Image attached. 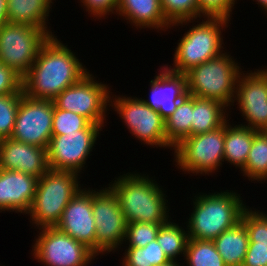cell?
<instances>
[{
  "label": "cell",
  "mask_w": 267,
  "mask_h": 266,
  "mask_svg": "<svg viewBox=\"0 0 267 266\" xmlns=\"http://www.w3.org/2000/svg\"><path fill=\"white\" fill-rule=\"evenodd\" d=\"M112 93L110 106L119 114L132 136L144 145L174 150V147L166 140L165 120L157 110L150 108L141 98L126 95L114 96Z\"/></svg>",
  "instance_id": "9"
},
{
  "label": "cell",
  "mask_w": 267,
  "mask_h": 266,
  "mask_svg": "<svg viewBox=\"0 0 267 266\" xmlns=\"http://www.w3.org/2000/svg\"><path fill=\"white\" fill-rule=\"evenodd\" d=\"M159 73L150 80L148 99L141 100L153 110H157L166 120L177 108L181 99L187 95L186 74H178L161 66Z\"/></svg>",
  "instance_id": "17"
},
{
  "label": "cell",
  "mask_w": 267,
  "mask_h": 266,
  "mask_svg": "<svg viewBox=\"0 0 267 266\" xmlns=\"http://www.w3.org/2000/svg\"><path fill=\"white\" fill-rule=\"evenodd\" d=\"M100 255V253H94L86 262H85V264L83 265V266H89L88 264H92V262H93V260H95V258L97 257V256H99ZM92 261V262H91Z\"/></svg>",
  "instance_id": "41"
},
{
  "label": "cell",
  "mask_w": 267,
  "mask_h": 266,
  "mask_svg": "<svg viewBox=\"0 0 267 266\" xmlns=\"http://www.w3.org/2000/svg\"><path fill=\"white\" fill-rule=\"evenodd\" d=\"M160 266H184L183 264L181 265L180 262L178 261H169L168 263Z\"/></svg>",
  "instance_id": "42"
},
{
  "label": "cell",
  "mask_w": 267,
  "mask_h": 266,
  "mask_svg": "<svg viewBox=\"0 0 267 266\" xmlns=\"http://www.w3.org/2000/svg\"><path fill=\"white\" fill-rule=\"evenodd\" d=\"M22 89V78L0 62V95L16 94Z\"/></svg>",
  "instance_id": "37"
},
{
  "label": "cell",
  "mask_w": 267,
  "mask_h": 266,
  "mask_svg": "<svg viewBox=\"0 0 267 266\" xmlns=\"http://www.w3.org/2000/svg\"><path fill=\"white\" fill-rule=\"evenodd\" d=\"M0 168L15 170L40 178L48 171L47 149L11 138L0 140Z\"/></svg>",
  "instance_id": "18"
},
{
  "label": "cell",
  "mask_w": 267,
  "mask_h": 266,
  "mask_svg": "<svg viewBox=\"0 0 267 266\" xmlns=\"http://www.w3.org/2000/svg\"><path fill=\"white\" fill-rule=\"evenodd\" d=\"M54 103L33 99L22 93L11 139L48 148L52 137Z\"/></svg>",
  "instance_id": "13"
},
{
  "label": "cell",
  "mask_w": 267,
  "mask_h": 266,
  "mask_svg": "<svg viewBox=\"0 0 267 266\" xmlns=\"http://www.w3.org/2000/svg\"><path fill=\"white\" fill-rule=\"evenodd\" d=\"M227 112L230 113L219 101L193 96L191 136L221 127L231 115Z\"/></svg>",
  "instance_id": "23"
},
{
  "label": "cell",
  "mask_w": 267,
  "mask_h": 266,
  "mask_svg": "<svg viewBox=\"0 0 267 266\" xmlns=\"http://www.w3.org/2000/svg\"><path fill=\"white\" fill-rule=\"evenodd\" d=\"M50 36L42 45L28 73L22 78L23 93L33 99L54 100L90 71L71 48Z\"/></svg>",
  "instance_id": "1"
},
{
  "label": "cell",
  "mask_w": 267,
  "mask_h": 266,
  "mask_svg": "<svg viewBox=\"0 0 267 266\" xmlns=\"http://www.w3.org/2000/svg\"><path fill=\"white\" fill-rule=\"evenodd\" d=\"M7 22V0H0V28Z\"/></svg>",
  "instance_id": "39"
},
{
  "label": "cell",
  "mask_w": 267,
  "mask_h": 266,
  "mask_svg": "<svg viewBox=\"0 0 267 266\" xmlns=\"http://www.w3.org/2000/svg\"><path fill=\"white\" fill-rule=\"evenodd\" d=\"M241 221L246 226L249 243L267 245V213L248 206L243 211Z\"/></svg>",
  "instance_id": "33"
},
{
  "label": "cell",
  "mask_w": 267,
  "mask_h": 266,
  "mask_svg": "<svg viewBox=\"0 0 267 266\" xmlns=\"http://www.w3.org/2000/svg\"><path fill=\"white\" fill-rule=\"evenodd\" d=\"M192 109L193 96L187 94L179 101L174 113L165 120L166 140L173 147L191 136Z\"/></svg>",
  "instance_id": "25"
},
{
  "label": "cell",
  "mask_w": 267,
  "mask_h": 266,
  "mask_svg": "<svg viewBox=\"0 0 267 266\" xmlns=\"http://www.w3.org/2000/svg\"><path fill=\"white\" fill-rule=\"evenodd\" d=\"M115 179L108 184V188L116 196L127 223L165 224L171 218L167 191L153 177L133 171Z\"/></svg>",
  "instance_id": "2"
},
{
  "label": "cell",
  "mask_w": 267,
  "mask_h": 266,
  "mask_svg": "<svg viewBox=\"0 0 267 266\" xmlns=\"http://www.w3.org/2000/svg\"><path fill=\"white\" fill-rule=\"evenodd\" d=\"M244 72L238 77L232 106L237 102L241 116L246 120L241 126L267 131V68Z\"/></svg>",
  "instance_id": "15"
},
{
  "label": "cell",
  "mask_w": 267,
  "mask_h": 266,
  "mask_svg": "<svg viewBox=\"0 0 267 266\" xmlns=\"http://www.w3.org/2000/svg\"><path fill=\"white\" fill-rule=\"evenodd\" d=\"M241 173L249 181H267V131L254 130L253 144Z\"/></svg>",
  "instance_id": "26"
},
{
  "label": "cell",
  "mask_w": 267,
  "mask_h": 266,
  "mask_svg": "<svg viewBox=\"0 0 267 266\" xmlns=\"http://www.w3.org/2000/svg\"><path fill=\"white\" fill-rule=\"evenodd\" d=\"M202 22L198 19L184 20L171 25L183 27L193 23L192 28L183 34L182 38L178 40L177 48L173 54V66L166 68L174 73L186 74L193 67L200 65L207 60L213 59L224 53L223 51V30L228 28L230 19L225 17H203ZM199 23V24H198ZM196 24V25H194ZM222 31V32H221Z\"/></svg>",
  "instance_id": "4"
},
{
  "label": "cell",
  "mask_w": 267,
  "mask_h": 266,
  "mask_svg": "<svg viewBox=\"0 0 267 266\" xmlns=\"http://www.w3.org/2000/svg\"><path fill=\"white\" fill-rule=\"evenodd\" d=\"M80 175L73 171L49 169L39 179L30 211L31 225L39 228L56 227L71 199L83 188Z\"/></svg>",
  "instance_id": "5"
},
{
  "label": "cell",
  "mask_w": 267,
  "mask_h": 266,
  "mask_svg": "<svg viewBox=\"0 0 267 266\" xmlns=\"http://www.w3.org/2000/svg\"><path fill=\"white\" fill-rule=\"evenodd\" d=\"M242 266H267V245L249 243Z\"/></svg>",
  "instance_id": "38"
},
{
  "label": "cell",
  "mask_w": 267,
  "mask_h": 266,
  "mask_svg": "<svg viewBox=\"0 0 267 266\" xmlns=\"http://www.w3.org/2000/svg\"><path fill=\"white\" fill-rule=\"evenodd\" d=\"M122 256V266H160L170 260L155 240L145 247H127Z\"/></svg>",
  "instance_id": "29"
},
{
  "label": "cell",
  "mask_w": 267,
  "mask_h": 266,
  "mask_svg": "<svg viewBox=\"0 0 267 266\" xmlns=\"http://www.w3.org/2000/svg\"><path fill=\"white\" fill-rule=\"evenodd\" d=\"M166 20L172 25L184 20L201 19L198 0H160Z\"/></svg>",
  "instance_id": "30"
},
{
  "label": "cell",
  "mask_w": 267,
  "mask_h": 266,
  "mask_svg": "<svg viewBox=\"0 0 267 266\" xmlns=\"http://www.w3.org/2000/svg\"><path fill=\"white\" fill-rule=\"evenodd\" d=\"M241 194L230 190L198 193L192 199V213L185 222L189 239L214 240L236 226L248 207Z\"/></svg>",
  "instance_id": "3"
},
{
  "label": "cell",
  "mask_w": 267,
  "mask_h": 266,
  "mask_svg": "<svg viewBox=\"0 0 267 266\" xmlns=\"http://www.w3.org/2000/svg\"><path fill=\"white\" fill-rule=\"evenodd\" d=\"M229 120L224 123V160L241 170L253 144L254 130L240 124L231 125Z\"/></svg>",
  "instance_id": "22"
},
{
  "label": "cell",
  "mask_w": 267,
  "mask_h": 266,
  "mask_svg": "<svg viewBox=\"0 0 267 266\" xmlns=\"http://www.w3.org/2000/svg\"><path fill=\"white\" fill-rule=\"evenodd\" d=\"M53 1L7 0V22L33 25L37 28L46 29L49 33H54L47 25Z\"/></svg>",
  "instance_id": "21"
},
{
  "label": "cell",
  "mask_w": 267,
  "mask_h": 266,
  "mask_svg": "<svg viewBox=\"0 0 267 266\" xmlns=\"http://www.w3.org/2000/svg\"><path fill=\"white\" fill-rule=\"evenodd\" d=\"M235 2L237 0H198L199 11L204 17H225L231 20Z\"/></svg>",
  "instance_id": "35"
},
{
  "label": "cell",
  "mask_w": 267,
  "mask_h": 266,
  "mask_svg": "<svg viewBox=\"0 0 267 266\" xmlns=\"http://www.w3.org/2000/svg\"><path fill=\"white\" fill-rule=\"evenodd\" d=\"M53 35L33 25L6 22L0 28V62L23 78L42 45Z\"/></svg>",
  "instance_id": "7"
},
{
  "label": "cell",
  "mask_w": 267,
  "mask_h": 266,
  "mask_svg": "<svg viewBox=\"0 0 267 266\" xmlns=\"http://www.w3.org/2000/svg\"><path fill=\"white\" fill-rule=\"evenodd\" d=\"M255 1L257 2L256 4H258V7L260 5L262 11L264 10L267 13V0H255Z\"/></svg>",
  "instance_id": "40"
},
{
  "label": "cell",
  "mask_w": 267,
  "mask_h": 266,
  "mask_svg": "<svg viewBox=\"0 0 267 266\" xmlns=\"http://www.w3.org/2000/svg\"><path fill=\"white\" fill-rule=\"evenodd\" d=\"M102 127L104 125L91 123L86 129L78 130L76 133L52 136L47 148L49 168L73 171L80 175L97 144Z\"/></svg>",
  "instance_id": "12"
},
{
  "label": "cell",
  "mask_w": 267,
  "mask_h": 266,
  "mask_svg": "<svg viewBox=\"0 0 267 266\" xmlns=\"http://www.w3.org/2000/svg\"><path fill=\"white\" fill-rule=\"evenodd\" d=\"M239 65L229 52L224 51L218 57L193 67L186 73L187 94L219 101L230 111L242 71Z\"/></svg>",
  "instance_id": "6"
},
{
  "label": "cell",
  "mask_w": 267,
  "mask_h": 266,
  "mask_svg": "<svg viewBox=\"0 0 267 266\" xmlns=\"http://www.w3.org/2000/svg\"><path fill=\"white\" fill-rule=\"evenodd\" d=\"M116 14L140 30L151 28L165 32L171 27L164 17L160 0H119Z\"/></svg>",
  "instance_id": "20"
},
{
  "label": "cell",
  "mask_w": 267,
  "mask_h": 266,
  "mask_svg": "<svg viewBox=\"0 0 267 266\" xmlns=\"http://www.w3.org/2000/svg\"><path fill=\"white\" fill-rule=\"evenodd\" d=\"M22 93L0 95V140L12 135Z\"/></svg>",
  "instance_id": "32"
},
{
  "label": "cell",
  "mask_w": 267,
  "mask_h": 266,
  "mask_svg": "<svg viewBox=\"0 0 267 266\" xmlns=\"http://www.w3.org/2000/svg\"><path fill=\"white\" fill-rule=\"evenodd\" d=\"M80 3L90 17L102 20L110 14H116L119 0H80Z\"/></svg>",
  "instance_id": "36"
},
{
  "label": "cell",
  "mask_w": 267,
  "mask_h": 266,
  "mask_svg": "<svg viewBox=\"0 0 267 266\" xmlns=\"http://www.w3.org/2000/svg\"><path fill=\"white\" fill-rule=\"evenodd\" d=\"M184 259L187 266H226L213 240L189 239Z\"/></svg>",
  "instance_id": "28"
},
{
  "label": "cell",
  "mask_w": 267,
  "mask_h": 266,
  "mask_svg": "<svg viewBox=\"0 0 267 266\" xmlns=\"http://www.w3.org/2000/svg\"><path fill=\"white\" fill-rule=\"evenodd\" d=\"M171 219L161 225L156 241L161 245V249L170 261H177L179 255L185 257L189 237L187 229L185 231Z\"/></svg>",
  "instance_id": "27"
},
{
  "label": "cell",
  "mask_w": 267,
  "mask_h": 266,
  "mask_svg": "<svg viewBox=\"0 0 267 266\" xmlns=\"http://www.w3.org/2000/svg\"><path fill=\"white\" fill-rule=\"evenodd\" d=\"M175 167L184 174L211 175L224 161V124L206 133L187 136L174 147ZM220 166V167H219Z\"/></svg>",
  "instance_id": "8"
},
{
  "label": "cell",
  "mask_w": 267,
  "mask_h": 266,
  "mask_svg": "<svg viewBox=\"0 0 267 266\" xmlns=\"http://www.w3.org/2000/svg\"><path fill=\"white\" fill-rule=\"evenodd\" d=\"M213 242L226 266H242L249 245L246 226L242 221L222 232Z\"/></svg>",
  "instance_id": "24"
},
{
  "label": "cell",
  "mask_w": 267,
  "mask_h": 266,
  "mask_svg": "<svg viewBox=\"0 0 267 266\" xmlns=\"http://www.w3.org/2000/svg\"><path fill=\"white\" fill-rule=\"evenodd\" d=\"M81 188L65 207L56 228L96 253V226L92 212V188Z\"/></svg>",
  "instance_id": "16"
},
{
  "label": "cell",
  "mask_w": 267,
  "mask_h": 266,
  "mask_svg": "<svg viewBox=\"0 0 267 266\" xmlns=\"http://www.w3.org/2000/svg\"><path fill=\"white\" fill-rule=\"evenodd\" d=\"M92 212L96 226V253L102 256L118 251L125 241L127 222L116 196L108 187L92 188Z\"/></svg>",
  "instance_id": "11"
},
{
  "label": "cell",
  "mask_w": 267,
  "mask_h": 266,
  "mask_svg": "<svg viewBox=\"0 0 267 266\" xmlns=\"http://www.w3.org/2000/svg\"><path fill=\"white\" fill-rule=\"evenodd\" d=\"M37 177L0 168V212L27 214L35 198Z\"/></svg>",
  "instance_id": "19"
},
{
  "label": "cell",
  "mask_w": 267,
  "mask_h": 266,
  "mask_svg": "<svg viewBox=\"0 0 267 266\" xmlns=\"http://www.w3.org/2000/svg\"><path fill=\"white\" fill-rule=\"evenodd\" d=\"M161 225L149 222L127 223L124 244L128 245L126 247H145L156 239Z\"/></svg>",
  "instance_id": "34"
},
{
  "label": "cell",
  "mask_w": 267,
  "mask_h": 266,
  "mask_svg": "<svg viewBox=\"0 0 267 266\" xmlns=\"http://www.w3.org/2000/svg\"><path fill=\"white\" fill-rule=\"evenodd\" d=\"M32 246V256L44 266H83L94 254L83 243L56 227L38 229Z\"/></svg>",
  "instance_id": "14"
},
{
  "label": "cell",
  "mask_w": 267,
  "mask_h": 266,
  "mask_svg": "<svg viewBox=\"0 0 267 266\" xmlns=\"http://www.w3.org/2000/svg\"><path fill=\"white\" fill-rule=\"evenodd\" d=\"M110 93L109 85L97 81L89 72L63 90L53 103L56 108L82 115L93 124L104 125L110 107Z\"/></svg>",
  "instance_id": "10"
},
{
  "label": "cell",
  "mask_w": 267,
  "mask_h": 266,
  "mask_svg": "<svg viewBox=\"0 0 267 266\" xmlns=\"http://www.w3.org/2000/svg\"><path fill=\"white\" fill-rule=\"evenodd\" d=\"M90 124L84 116L54 106L52 136L76 133L78 130L86 129Z\"/></svg>",
  "instance_id": "31"
}]
</instances>
